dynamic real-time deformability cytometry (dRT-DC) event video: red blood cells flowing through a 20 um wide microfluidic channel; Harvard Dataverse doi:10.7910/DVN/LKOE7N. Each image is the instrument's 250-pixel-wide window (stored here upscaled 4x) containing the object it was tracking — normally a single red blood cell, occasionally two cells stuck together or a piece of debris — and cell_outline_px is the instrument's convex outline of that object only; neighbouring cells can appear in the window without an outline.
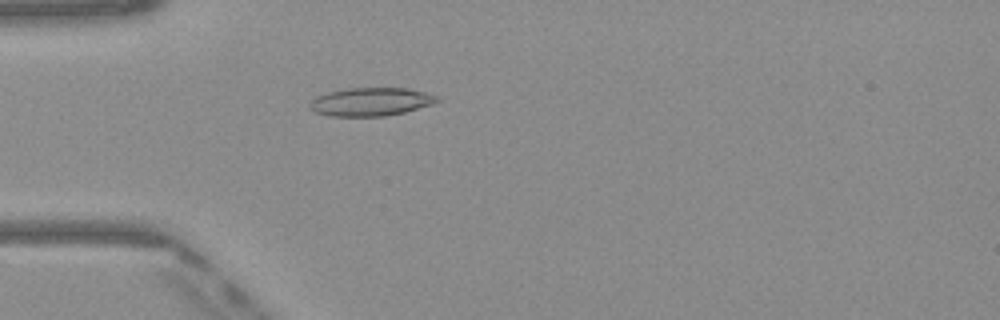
{"species": "Egyptian fruit bat (a non-hibernating species)", "species_latin": "Rousettus aegyptiacus", "temperature_condition": "warm", "stored_images_in_passage": 50, "camera_frame_rate_fps": 3000, "um_per_image_px": 0.085, "frame": {"image": 1, "passage_image": 15, "time_ms": 4.667, "image_size_px": [1000, 320], "cell_outline_px": [[440, 100], [432, 104], [404, 112], [384, 116], [328, 116], [316, 112], [308, 104], [316, 96], [328, 92], [348, 88], [408, 88], [440, 96]], "centroid_in_image_um": [31.53, 8.64], "position_along_channel_um": 53.5, "area_um2": 20.92}}
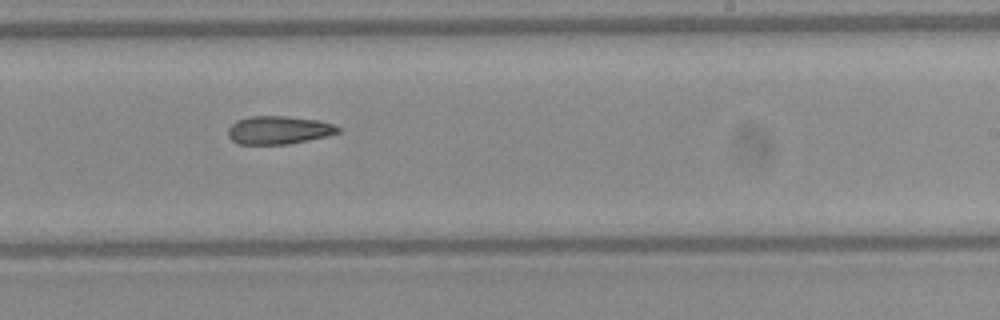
{"frame": {"image": 2, "passage_image": 31, "time_ms": 10.0, "image_size_px": [1000, 320], "cell_outline_px": [[340, 132], [328, 136], [288, 144], [240, 144], [232, 140], [228, 136], [228, 128], [236, 120], [248, 116], [284, 116], [316, 120], [332, 124], [340, 128]], "centroid_in_image_um": [23.66, 11.05], "position_along_channel_um": 265.3, "area_um2": 17.98}}
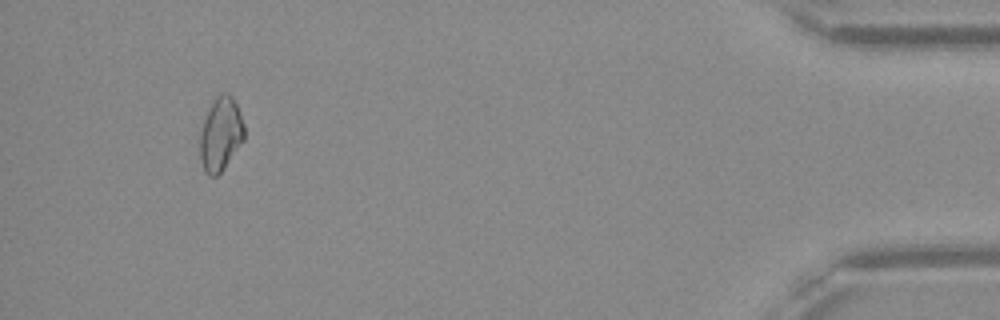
{"frame": {"image": 3, "passage_image": 47, "time_ms": 15.333, "image_size_px": [1000, 320], "cell_outline_px": [[244, 140], [220, 172], [216, 176], [208, 176], [204, 172], [200, 160], [200, 132], [204, 120], [216, 96], [224, 92], [232, 96], [236, 104], [244, 124]], "centroid_in_image_um": [18.75, 11.42], "position_along_channel_um": 416.5, "area_um2": 18.73}}